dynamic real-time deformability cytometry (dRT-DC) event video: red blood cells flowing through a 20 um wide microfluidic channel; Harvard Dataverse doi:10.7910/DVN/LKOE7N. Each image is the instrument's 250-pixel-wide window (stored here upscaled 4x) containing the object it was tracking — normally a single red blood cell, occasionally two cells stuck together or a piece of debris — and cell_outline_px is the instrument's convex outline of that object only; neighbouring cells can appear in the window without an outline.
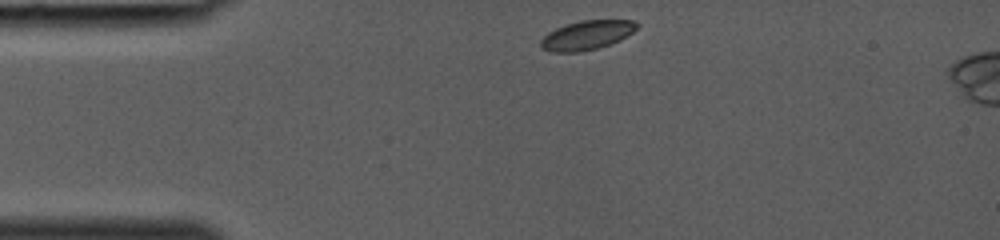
{"species": "common noctule bat (a hibernating species)", "species_latin": "Nyctalus noctula", "temperature_condition": "room temperature", "stored_images_in_passage": 27, "camera_frame_rate_fps": 3000, "um_per_image_px": 0.085, "animal": {"sex": "female", "body_mass_g": 19.0, "forearm_length_mm": 53.3}, "frame": {"image": 1, "passage_image": 1, "time_ms": 0.0, "image_size_px": [1000, 240], "cell_outline_px": [[640, 24], [632, 32], [620, 40], [596, 48], [580, 52], [552, 52], [540, 48], [540, 40], [548, 32], [556, 28], [580, 20], [632, 20]], "centroid_in_image_um": [49.85, 2.99], "position_along_channel_um": 35.1, "area_um2": 16.24}}
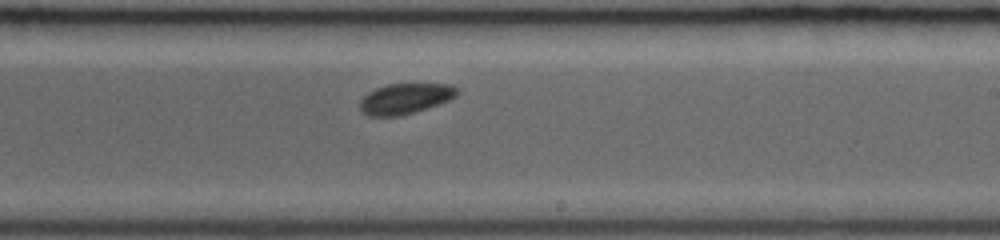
{"frame": {"image": 2, "passage_image": 16, "time_ms": 5.0, "image_size_px": [1000, 240], "cell_outline_px": [[460, 88], [456, 96], [448, 100], [400, 116], [368, 116], [360, 108], [360, 100], [368, 92], [376, 88], [388, 84], [452, 84]], "centroid_in_image_um": [34.44, 8.36], "position_along_channel_um": 254.6, "area_um2": 17.05}}
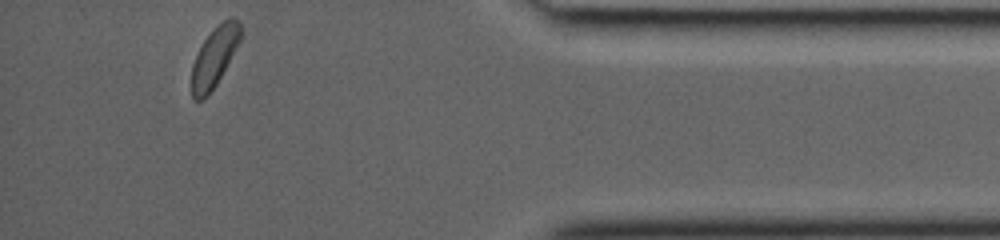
{"frame": {"image": 3, "passage_image": 27, "time_ms": 8.667, "image_size_px": [1000, 240], "cell_outline_px": [[240, 40], [216, 84], [208, 96], [200, 100], [192, 100], [192, 64], [204, 40], [224, 20], [232, 16], [240, 24]], "centroid_in_image_um": [18.2, 4.89], "position_along_channel_um": 417.0, "area_um2": 16.36}}